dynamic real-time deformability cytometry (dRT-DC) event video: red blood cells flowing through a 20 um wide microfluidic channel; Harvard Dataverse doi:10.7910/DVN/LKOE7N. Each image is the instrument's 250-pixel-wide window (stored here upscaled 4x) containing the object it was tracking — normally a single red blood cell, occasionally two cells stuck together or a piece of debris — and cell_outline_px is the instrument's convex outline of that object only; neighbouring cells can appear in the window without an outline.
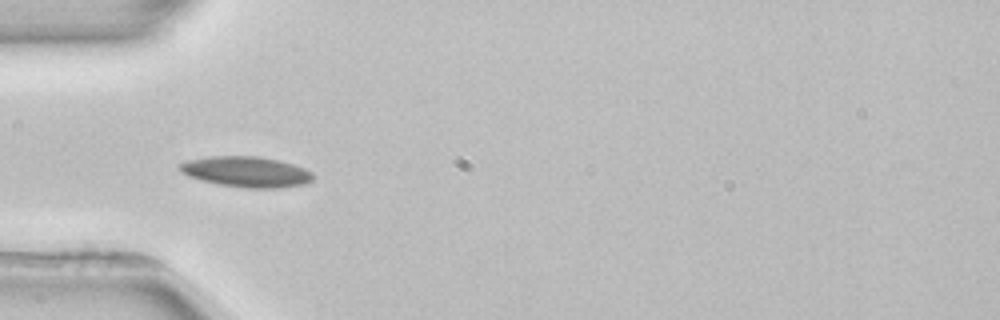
{"species": "common noctule bat (a hibernating species)", "species_latin": "Nyctalus noctula", "temperature_condition": "room temperature", "stored_images_in_passage": 4, "camera_frame_rate_fps": 3000, "um_per_image_px": 0.085, "animal": {"sex": "female", "body_mass_g": 22.7, "forearm_length_mm": 54.2}, "frame": {"image": 1, "passage_image": 3, "time_ms": 3.0, "image_size_px": [1000, 320], "cell_outline_px": [[312, 180], [304, 184], [276, 188], [248, 188], [220, 184], [188, 176], [180, 172], [176, 164], [188, 160], [212, 156], [256, 156], [276, 160], [292, 164], [304, 168], [312, 172]], "centroid_in_image_um": [20.9, 14.6], "position_along_channel_um": 64.1, "area_um2": 23.52}}